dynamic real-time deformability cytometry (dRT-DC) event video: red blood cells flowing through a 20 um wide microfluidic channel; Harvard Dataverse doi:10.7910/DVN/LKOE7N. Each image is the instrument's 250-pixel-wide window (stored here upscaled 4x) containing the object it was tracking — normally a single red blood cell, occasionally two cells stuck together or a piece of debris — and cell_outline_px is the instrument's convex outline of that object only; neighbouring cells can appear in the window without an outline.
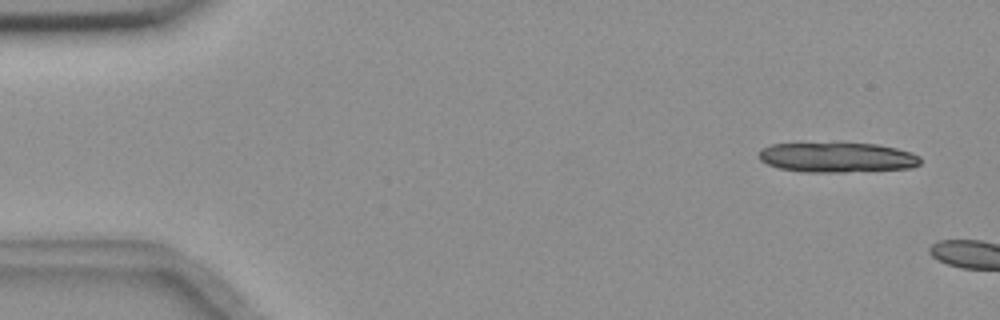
{"species": "common noctule bat (a hibernating species)", "species_latin": "Nyctalus noctula", "temperature_condition": "room temperature", "stored_images_in_passage": 2, "camera_frame_rate_fps": 3000, "um_per_image_px": 0.085, "animal": {"sex": "female", "body_mass_g": 18.4}, "frame": {"image": 1, "passage_image": 1, "time_ms": 0.0, "image_size_px": [1000, 320], "cell_outline_px": [[920, 164], [912, 168], [844, 172], [804, 172], [780, 168], [768, 164], [760, 160], [760, 152], [764, 148], [772, 144], [876, 144], [896, 148], [912, 152], [920, 156]], "centroid_in_image_um": [71.22, 13.39], "position_along_channel_um": 13.8, "area_um2": 27.74}}